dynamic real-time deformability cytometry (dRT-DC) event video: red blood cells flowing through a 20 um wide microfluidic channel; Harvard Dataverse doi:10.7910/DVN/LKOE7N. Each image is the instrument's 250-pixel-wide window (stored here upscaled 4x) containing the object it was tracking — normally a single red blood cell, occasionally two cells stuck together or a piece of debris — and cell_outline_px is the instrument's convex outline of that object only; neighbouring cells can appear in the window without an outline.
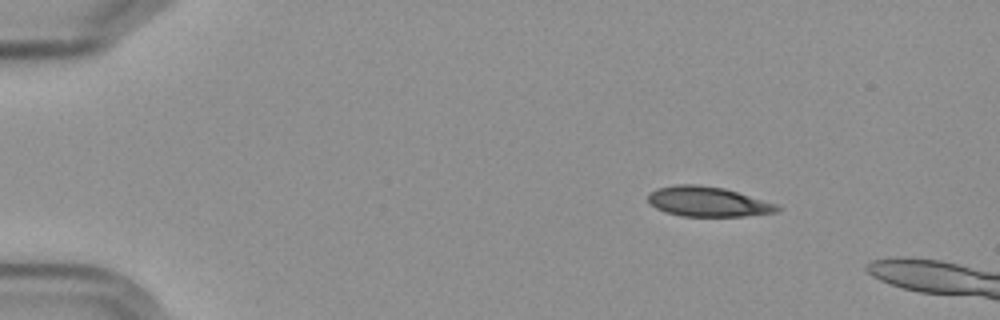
{"species": "Egyptian fruit bat (a non-hibernating species)", "species_latin": "Rousettus aegyptiacus", "temperature_condition": "cold", "stored_images_in_passage": 3, "camera_frame_rate_fps": 3000, "um_per_image_px": 0.085, "frame": {"image": 1, "passage_image": 1, "time_ms": 0.0, "image_size_px": [1000, 320], "cell_outline_px": [[780, 208], [776, 212], [744, 216], [680, 216], [664, 212], [648, 204], [648, 192], [656, 188], [676, 184], [696, 184], [724, 188], [780, 204]], "centroid_in_image_um": [60.14, 17.13], "position_along_channel_um": 24.9, "area_um2": 22.83}}